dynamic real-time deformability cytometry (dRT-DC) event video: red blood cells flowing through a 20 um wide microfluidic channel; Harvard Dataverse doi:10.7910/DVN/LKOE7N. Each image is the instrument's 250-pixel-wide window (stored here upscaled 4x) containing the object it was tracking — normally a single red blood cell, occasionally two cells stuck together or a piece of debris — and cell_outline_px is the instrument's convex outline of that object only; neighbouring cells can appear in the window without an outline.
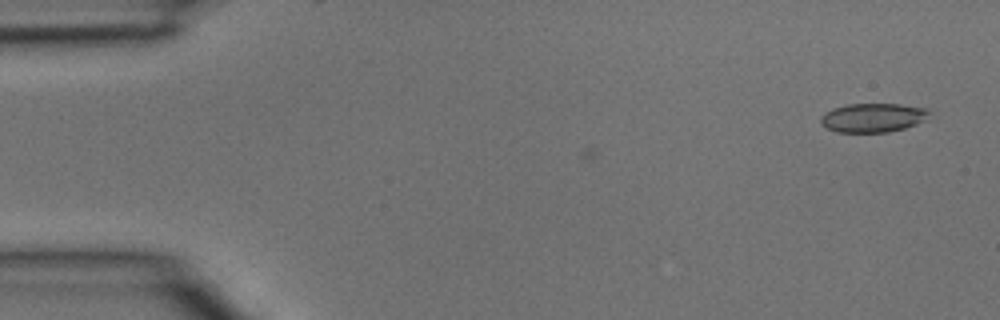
{"species": "common noctule bat (a hibernating species)", "species_latin": "Nyctalus noctula", "temperature_condition": "room temperature", "stored_images_in_passage": 4, "camera_frame_rate_fps": 3000, "um_per_image_px": 0.085, "animal": {"sex": "male", "body_mass_g": 15.6}, "frame": {"image": 1, "passage_image": 1, "time_ms": 0.0, "image_size_px": [1000, 320], "cell_outline_px": [[932, 112], [924, 120], [916, 124], [904, 128], [888, 132], [836, 132], [820, 124], [820, 116], [824, 112], [832, 108], [848, 104], [900, 104], [928, 108]], "centroid_in_image_um": [74.19, 9.99], "position_along_channel_um": 10.8, "area_um2": 18.5}}